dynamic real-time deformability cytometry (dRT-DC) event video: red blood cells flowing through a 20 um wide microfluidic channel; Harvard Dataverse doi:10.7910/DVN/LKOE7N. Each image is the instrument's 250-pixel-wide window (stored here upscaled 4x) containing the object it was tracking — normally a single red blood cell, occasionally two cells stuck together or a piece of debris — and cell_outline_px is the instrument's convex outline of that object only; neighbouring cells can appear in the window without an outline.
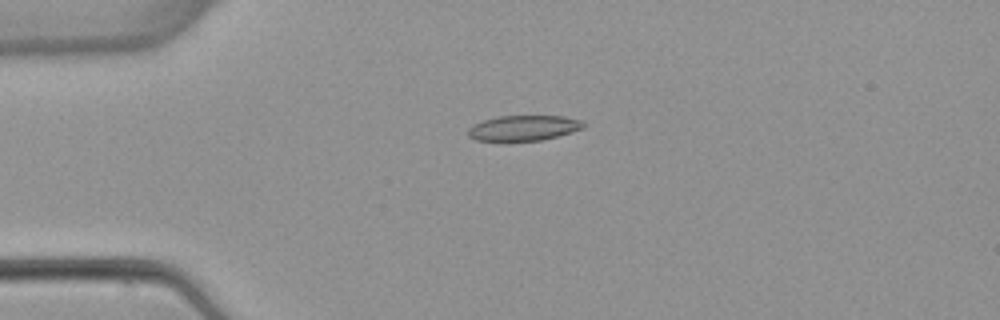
{"species": "common noctule bat (a hibernating species)", "species_latin": "Nyctalus noctula", "temperature_condition": "warm", "stored_images_in_passage": 5, "camera_frame_rate_fps": 3000, "um_per_image_px": 0.085, "animal": {"sex": "female", "body_mass_g": 22.7, "forearm_length_mm": 54.2}, "frame": {"image": 1, "passage_image": 3, "time_ms": 2.333, "image_size_px": [1000, 320], "cell_outline_px": [[588, 124], [584, 128], [556, 136], [540, 140], [476, 140], [468, 136], [468, 128], [472, 124], [496, 116], [564, 116], [584, 120]], "centroid_in_image_um": [44.54, 10.85], "position_along_channel_um": 40.5, "area_um2": 16.99}}
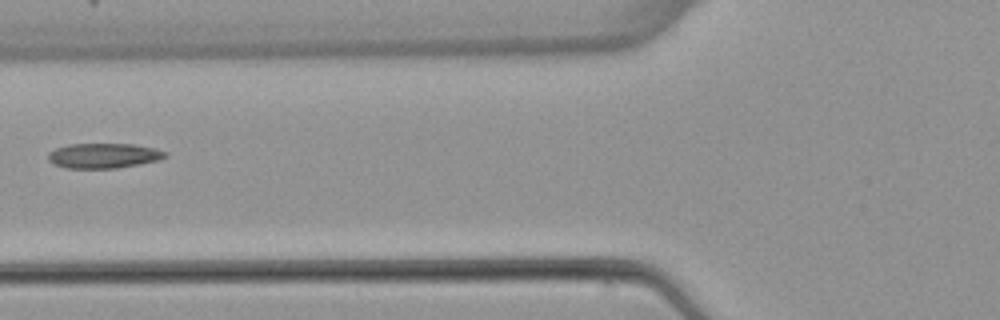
{"frame": {"image": 2, "passage_image": 5, "time_ms": 5.0, "image_size_px": [1000, 320], "cell_outline_px": [[168, 156], [160, 160], [140, 164], [116, 168], [64, 168], [48, 160], [48, 152], [56, 148], [68, 144], [132, 144], [156, 148], [168, 152]], "centroid_in_image_um": [8.85, 13.23], "position_along_channel_um": 117.0, "area_um2": 17.17}}